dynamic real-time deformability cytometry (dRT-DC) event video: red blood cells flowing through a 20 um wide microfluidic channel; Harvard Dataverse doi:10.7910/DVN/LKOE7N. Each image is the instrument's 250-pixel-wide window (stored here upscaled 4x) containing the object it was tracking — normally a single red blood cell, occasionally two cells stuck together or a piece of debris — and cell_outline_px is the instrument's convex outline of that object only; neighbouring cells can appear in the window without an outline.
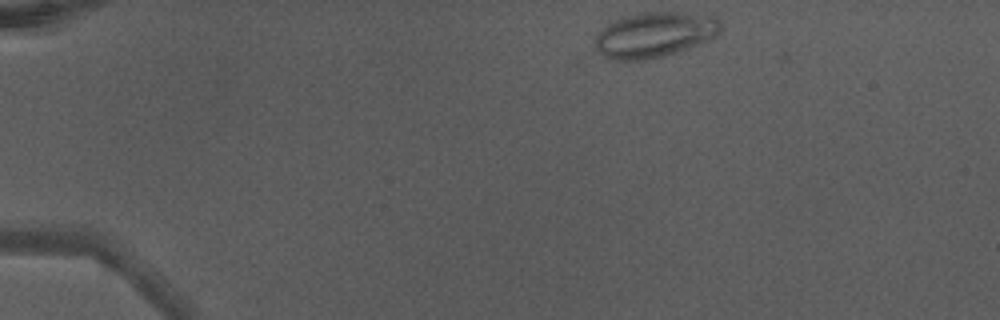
{"species": "Egyptian fruit bat (a non-hibernating species)", "species_latin": "Rousettus aegyptiacus", "temperature_condition": "warm", "stored_images_in_passage": 9, "camera_frame_rate_fps": 3000, "um_per_image_px": 0.085, "animal": {"sex": "male"}, "frame": {"image": 1, "passage_image": 1, "time_ms": 0.0, "image_size_px": [1000, 320], "cell_outline_px": [[720, 32], [708, 40], [688, 48], [664, 56], [644, 60], [608, 60], [596, 48], [596, 36], [608, 24], [624, 16], [648, 12], [680, 12], [716, 16], [720, 20]], "centroid_in_image_um": [55.66, 2.95], "position_along_channel_um": 29.3, "area_um2": 32.89}}